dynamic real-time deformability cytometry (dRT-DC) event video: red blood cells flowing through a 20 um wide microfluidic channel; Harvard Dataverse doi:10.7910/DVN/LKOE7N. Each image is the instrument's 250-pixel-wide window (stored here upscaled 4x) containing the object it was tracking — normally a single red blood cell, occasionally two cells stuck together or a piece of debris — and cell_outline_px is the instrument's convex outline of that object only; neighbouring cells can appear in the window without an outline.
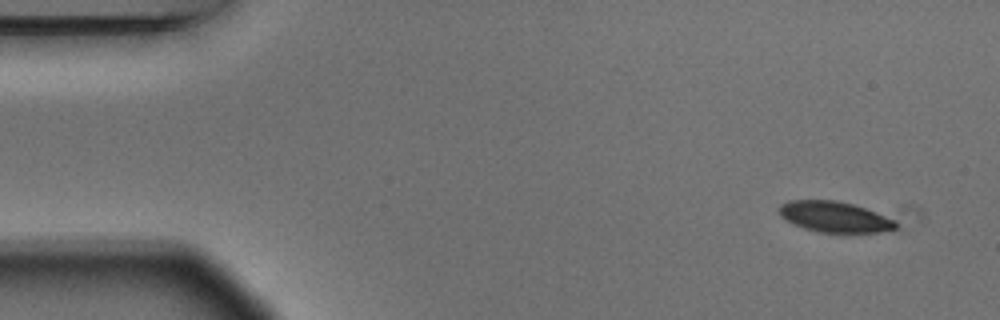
{"species": "Egyptian fruit bat (a non-hibernating species)", "species_latin": "Rousettus aegyptiacus", "temperature_condition": "warm", "stored_images_in_passage": 4, "camera_frame_rate_fps": 3000, "um_per_image_px": 0.085, "animal": {"sex": "male"}, "frame": {"image": 1, "passage_image": 1, "time_ms": 0.0, "image_size_px": [1000, 320], "cell_outline_px": [[896, 228], [892, 232], [820, 232], [804, 228], [784, 220], [780, 216], [780, 204], [788, 200], [836, 200], [852, 204], [876, 212], [892, 220], [896, 224]], "centroid_in_image_um": [70.91, 18.43], "position_along_channel_um": 14.1, "area_um2": 20.75}}
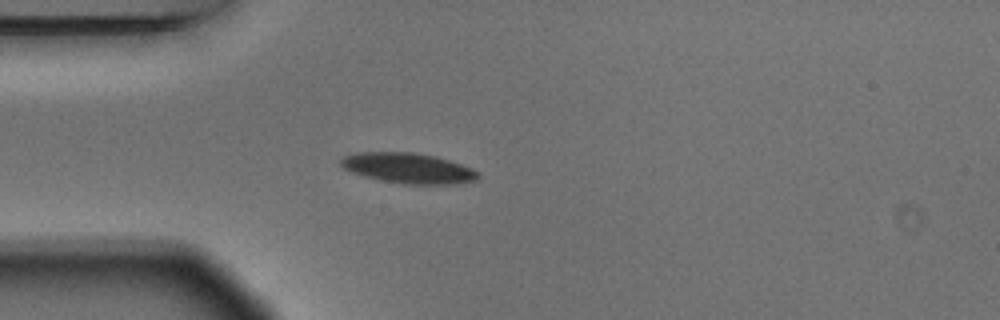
{"frame": {"image": 2, "passage_image": 4, "time_ms": 1.0, "image_size_px": [1000, 320], "cell_outline_px": [[480, 176], [476, 180], [452, 184], [404, 184], [364, 176], [352, 172], [344, 168], [340, 164], [340, 160], [344, 156], [360, 152], [412, 152], [432, 156], [448, 160], [472, 168], [480, 172]], "centroid_in_image_um": [34.71, 14.29], "position_along_channel_um": 50.3, "area_um2": 23.99}}